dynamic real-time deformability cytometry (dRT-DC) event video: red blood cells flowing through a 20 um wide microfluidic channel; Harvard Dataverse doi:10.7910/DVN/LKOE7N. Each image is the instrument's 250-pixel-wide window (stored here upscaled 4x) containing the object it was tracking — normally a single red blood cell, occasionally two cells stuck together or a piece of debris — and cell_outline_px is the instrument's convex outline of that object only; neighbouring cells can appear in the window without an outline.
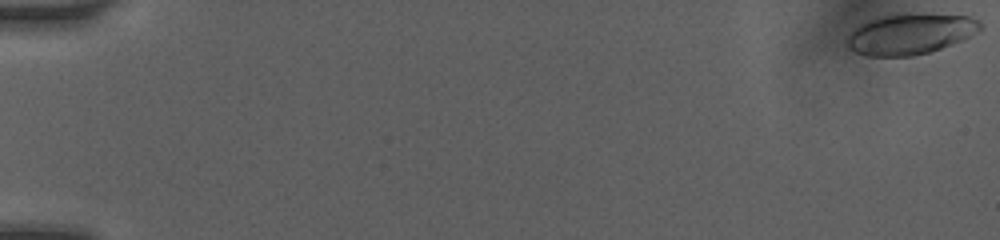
{"species": "human", "species_latin": "Homo sapiens", "temperature_condition": "room temperature", "stored_images_in_passage": 25, "camera_frame_rate_fps": 3000, "um_per_image_px": 0.085, "donor": {"sex": "female"}, "frame": {"image": 1, "passage_image": 1, "time_ms": 0.0, "image_size_px": [1000, 240], "cell_outline_px": [[984, 28], [980, 32], [964, 40], [928, 52], [912, 56], [868, 56], [856, 52], [848, 48], [844, 40], [860, 24], [868, 20], [880, 16], [900, 12], [912, 12], [968, 16], [980, 20], [984, 24]], "centroid_in_image_um": [77.42, 2.85], "position_along_channel_um": 7.6, "area_um2": 32.43}}
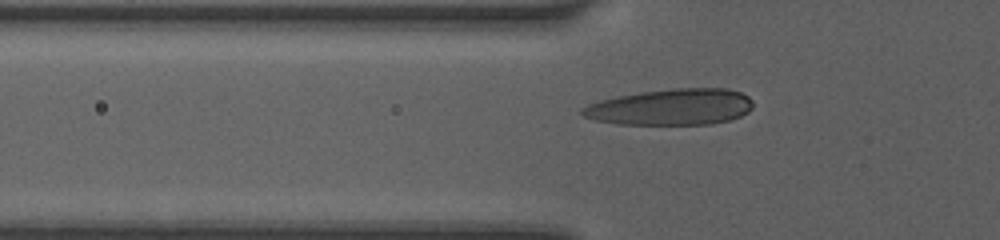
{"frame": {"image": 2, "passage_image": 16, "time_ms": 6.0, "image_size_px": [1000, 240], "cell_outline_px": [[752, 108], [748, 112], [740, 116], [728, 120], [712, 124], [620, 124], [596, 120], [584, 116], [580, 112], [580, 108], [588, 104], [600, 100], [616, 96], [640, 92], [676, 88], [728, 88], [740, 92], [748, 96], [752, 100]], "centroid_in_image_um": [57.04, 9.09], "position_along_channel_um": 68.8, "area_um2": 36.07}}
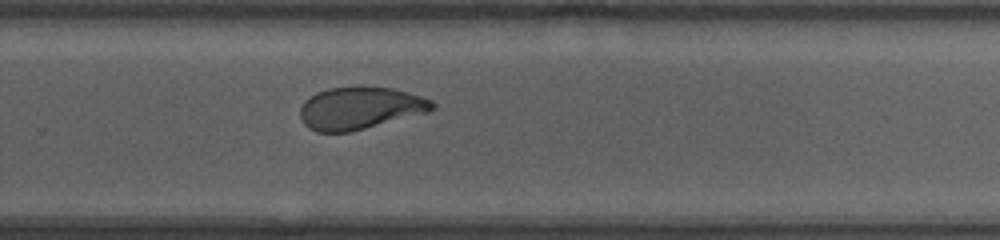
{"frame": {"image": 3, "passage_image": 25, "time_ms": 11.667, "image_size_px": [1000, 240], "cell_outline_px": [[436, 108], [428, 112], [348, 132], [316, 132], [308, 128], [304, 124], [300, 116], [300, 108], [304, 100], [316, 92], [328, 88], [392, 88], [408, 92], [432, 100], [436, 104]], "centroid_in_image_um": [30.58, 9.2], "position_along_channel_um": 299.2, "area_um2": 32.19}}